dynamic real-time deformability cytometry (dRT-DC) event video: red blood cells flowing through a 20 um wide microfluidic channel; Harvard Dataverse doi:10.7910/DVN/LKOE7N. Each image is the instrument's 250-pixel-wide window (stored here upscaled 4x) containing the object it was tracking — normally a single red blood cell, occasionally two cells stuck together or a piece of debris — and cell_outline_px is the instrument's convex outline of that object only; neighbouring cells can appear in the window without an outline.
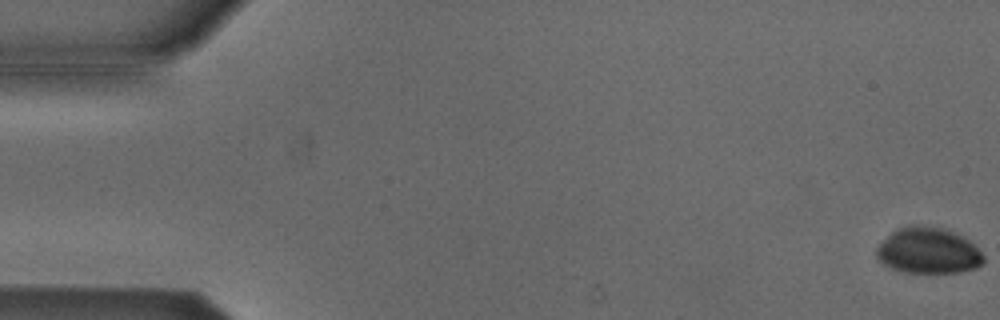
{"species": "Egyptian fruit bat (a non-hibernating species)", "species_latin": "Rousettus aegyptiacus", "temperature_condition": "cold", "stored_images_in_passage": 13, "camera_frame_rate_fps": 3000, "um_per_image_px": 0.085, "animal": {"sex": "male"}, "frame": {"image": 1, "passage_image": 1, "time_ms": 0.0, "image_size_px": [1000, 320], "cell_outline_px": [[984, 264], [976, 268], [960, 272], [904, 272], [892, 268], [884, 264], [876, 256], [876, 248], [892, 232], [908, 224], [916, 224], [944, 228], [968, 240], [984, 256]], "centroid_in_image_um": [78.9, 21.31], "position_along_channel_um": 6.1, "area_um2": 28.44}}